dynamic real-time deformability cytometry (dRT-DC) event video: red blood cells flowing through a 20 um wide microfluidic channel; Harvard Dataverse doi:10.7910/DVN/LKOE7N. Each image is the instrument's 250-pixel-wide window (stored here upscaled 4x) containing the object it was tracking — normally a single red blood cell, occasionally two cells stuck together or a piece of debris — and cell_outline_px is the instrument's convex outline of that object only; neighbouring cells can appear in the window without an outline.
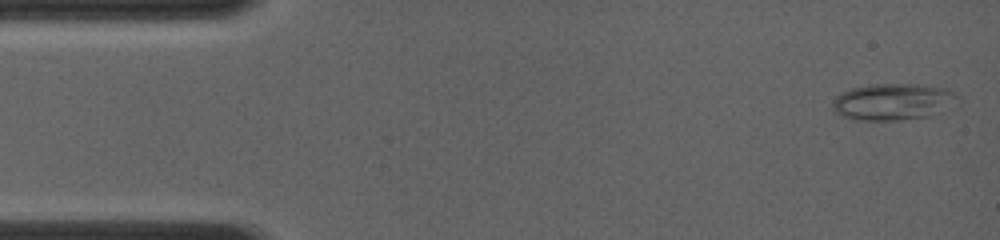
{"species": "common noctule bat (a hibernating species)", "species_latin": "Nyctalus noctula", "temperature_condition": "room temperature", "stored_images_in_passage": 18, "camera_frame_rate_fps": 4000, "um_per_image_px": 0.085, "animal": {"sex": "female", "body_mass_g": 19.0, "forearm_length_mm": 56.7}, "frame": {"image": 1, "passage_image": 1, "time_ms": 0.0, "image_size_px": [1000, 240], "cell_outline_px": [[956, 96], [928, 116], [900, 120], [860, 120], [844, 116], [836, 112], [832, 108], [832, 100], [836, 96], [852, 88], [868, 84], [924, 84], [948, 88]], "centroid_in_image_um": [75.75, 8.62], "position_along_channel_um": 9.2, "area_um2": 25.78}}
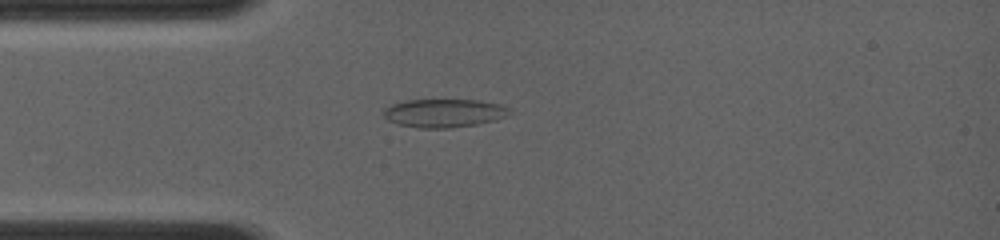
{"frame": {"image": 2, "passage_image": 11, "time_ms": 3.25, "image_size_px": [1000, 240], "cell_outline_px": [[512, 112], [508, 116], [496, 120], [476, 124], [452, 128], [420, 128], [400, 124], [388, 120], [384, 116], [384, 108], [392, 104], [404, 100], [480, 100], [500, 104], [512, 108]], "centroid_in_image_um": [37.8, 9.6], "position_along_channel_um": 47.2, "area_um2": 20.98}}
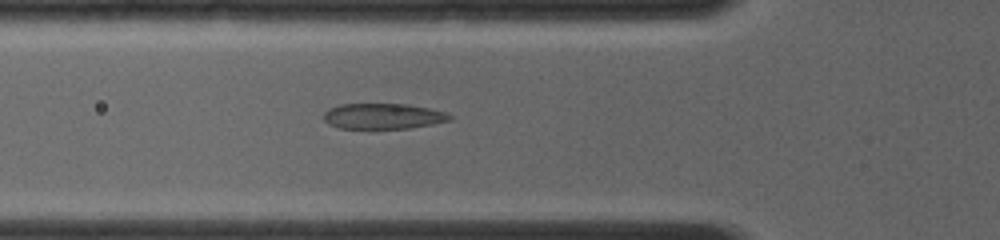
{"frame": {"image": 3, "passage_image": 16, "time_ms": 4.5, "image_size_px": [1000, 240], "cell_outline_px": [[452, 120], [412, 128], [340, 128], [328, 124], [324, 120], [324, 112], [328, 108], [340, 104], [408, 104], [428, 108], [444, 112], [452, 116]], "centroid_in_image_um": [32.55, 9.87], "position_along_channel_um": 93.3, "area_um2": 18.79}}